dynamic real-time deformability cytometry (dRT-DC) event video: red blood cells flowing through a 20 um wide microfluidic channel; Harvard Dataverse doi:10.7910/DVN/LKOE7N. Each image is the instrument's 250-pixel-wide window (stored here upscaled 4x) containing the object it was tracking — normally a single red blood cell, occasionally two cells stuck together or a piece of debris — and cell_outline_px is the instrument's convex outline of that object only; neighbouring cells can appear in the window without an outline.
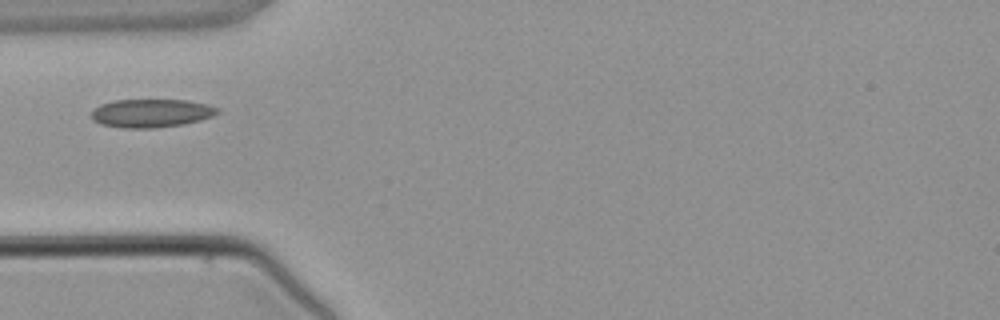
{"species": "common noctule bat (a hibernating species)", "species_latin": "Nyctalus noctula", "temperature_condition": "warm", "stored_images_in_passage": 3, "camera_frame_rate_fps": 3000, "um_per_image_px": 0.085, "animal": {"sex": "male", "body_mass_g": 21.5, "forearm_length_mm": 52.0}, "frame": {"image": 1, "passage_image": 2, "time_ms": 1.333, "image_size_px": [1000, 320], "cell_outline_px": [[220, 112], [212, 116], [200, 120], [184, 124], [156, 128], [120, 128], [100, 124], [92, 120], [92, 108], [100, 104], [112, 100], [188, 100], [220, 108]], "centroid_in_image_um": [12.82, 9.62], "position_along_channel_um": 72.2, "area_um2": 21.04}}
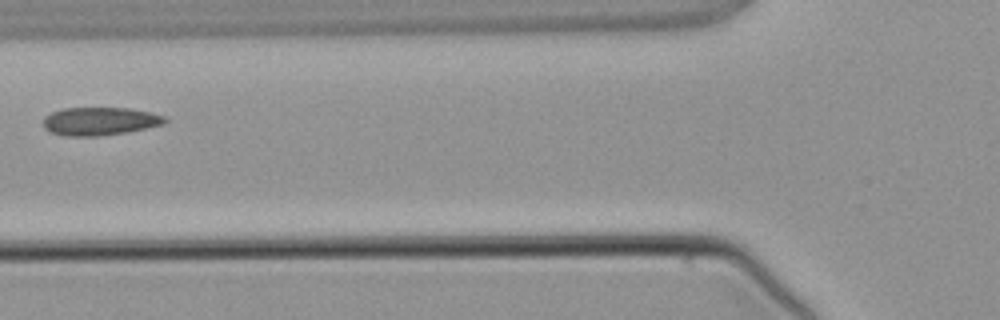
{"frame": {"image": 2, "passage_image": 3, "time_ms": 2.333, "image_size_px": [1000, 320], "cell_outline_px": [[168, 120], [164, 124], [128, 132], [100, 136], [64, 136], [52, 132], [44, 128], [44, 116], [52, 112], [64, 108], [128, 108], [152, 112], [164, 116]], "centroid_in_image_um": [8.5, 10.3], "position_along_channel_um": 117.3, "area_um2": 20.0}}